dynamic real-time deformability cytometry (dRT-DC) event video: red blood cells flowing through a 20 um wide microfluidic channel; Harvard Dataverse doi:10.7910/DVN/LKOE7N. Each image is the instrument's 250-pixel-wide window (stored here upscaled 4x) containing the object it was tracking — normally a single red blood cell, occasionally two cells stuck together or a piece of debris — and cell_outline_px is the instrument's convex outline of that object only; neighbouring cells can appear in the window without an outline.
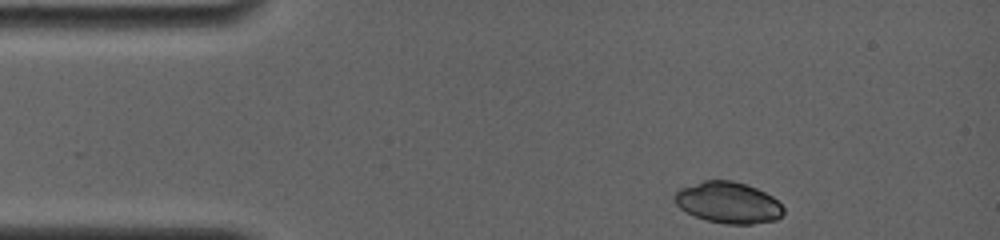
{"species": "common noctule bat (a hibernating species)", "species_latin": "Nyctalus noctula", "temperature_condition": "room temperature", "stored_images_in_passage": 35, "camera_frame_rate_fps": 4000, "um_per_image_px": 0.085, "animal": {"sex": "female", "body_mass_g": 19.0, "forearm_length_mm": 56.7}, "frame": {"image": 1, "passage_image": 1, "time_ms": 0.0, "image_size_px": [1000, 240], "cell_outline_px": [[784, 212], [776, 220], [752, 224], [724, 224], [708, 220], [696, 216], [680, 208], [676, 204], [672, 196], [680, 188], [704, 180], [732, 180], [756, 188], [772, 196], [784, 208]], "centroid_in_image_um": [61.89, 17.22], "position_along_channel_um": 23.1, "area_um2": 26.07}}
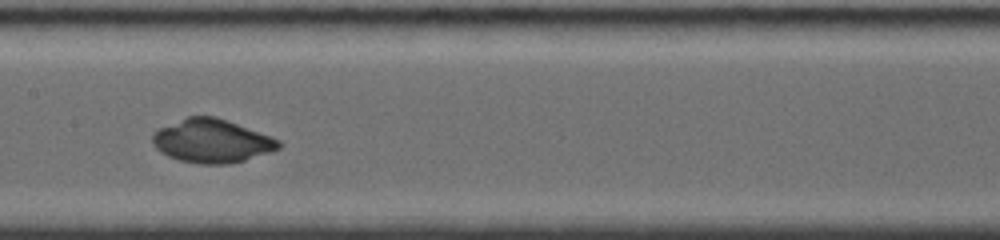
{"frame": {"image": 2, "passage_image": 20, "time_ms": 6.0, "image_size_px": [1000, 240], "cell_outline_px": [[280, 148], [272, 152], [244, 160], [228, 164], [200, 164], [180, 160], [168, 156], [160, 152], [152, 144], [152, 136], [160, 128], [188, 116], [212, 116], [236, 124], [280, 140]], "centroid_in_image_um": [17.99, 12.0], "position_along_channel_um": 189.4, "area_um2": 31.5}}
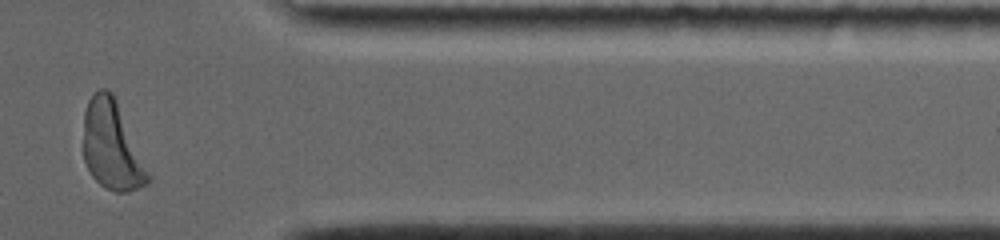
{"frame": {"image": 3, "passage_image": 35, "time_ms": 11.75, "image_size_px": [1000, 240], "cell_outline_px": [[152, 180], [148, 184], [128, 192], [116, 192], [100, 184], [92, 176], [84, 160], [84, 112], [88, 100], [100, 88], [108, 88], [112, 92]], "centroid_in_image_um": [9.49, 12.4], "position_along_channel_um": 401.9, "area_um2": 32.71}}